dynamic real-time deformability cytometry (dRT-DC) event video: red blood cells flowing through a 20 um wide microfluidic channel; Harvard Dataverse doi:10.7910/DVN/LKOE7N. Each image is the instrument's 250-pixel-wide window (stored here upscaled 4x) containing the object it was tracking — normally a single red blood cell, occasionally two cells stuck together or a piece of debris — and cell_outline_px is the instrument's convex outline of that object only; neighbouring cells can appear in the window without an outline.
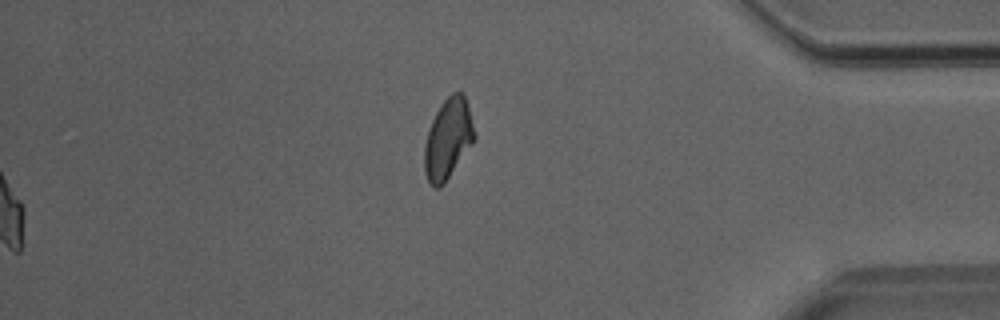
{"species": "Egyptian fruit bat (a non-hibernating species)", "species_latin": "Rousettus aegyptiacus", "temperature_condition": "room temperature", "stored_images_in_passage": 42, "segment_of_instrument_passage": [2, 2], "camera_frame_rate_fps": 3000, "um_per_image_px": 0.085, "animal": {"sex": "male"}, "frame": {"image": 1, "passage_image": 42, "time_ms": 13.667, "image_size_px": [1000, 320], "cell_outline_px": [[476, 140], [444, 184], [440, 188], [432, 188], [424, 172], [424, 144], [432, 120], [440, 104], [452, 92], [460, 92], [464, 96], [468, 104], [476, 136]], "centroid_in_image_um": [38.09, 11.83], "position_along_channel_um": 397.1, "area_um2": 23.64}}